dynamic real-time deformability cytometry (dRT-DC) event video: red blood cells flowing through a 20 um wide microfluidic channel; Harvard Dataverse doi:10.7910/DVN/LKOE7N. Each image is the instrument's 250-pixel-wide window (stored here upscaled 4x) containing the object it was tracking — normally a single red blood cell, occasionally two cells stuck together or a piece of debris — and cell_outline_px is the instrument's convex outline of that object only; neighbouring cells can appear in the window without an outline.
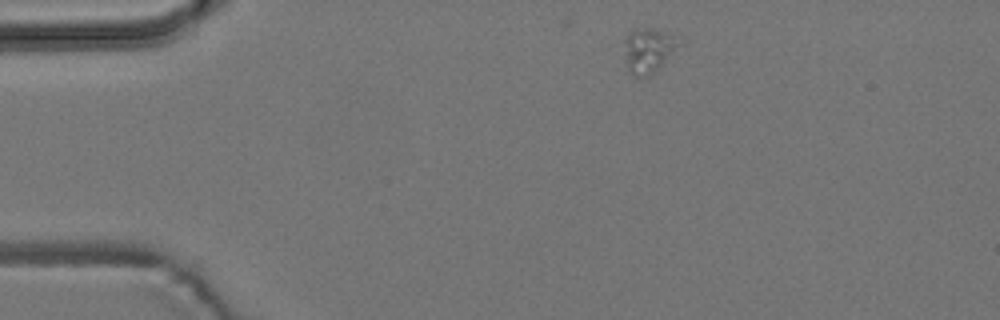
{"species": "common noctule bat (a hibernating species)", "species_latin": "Nyctalus noctula", "temperature_condition": "room temperature", "stored_images_in_passage": 2, "camera_frame_rate_fps": 3000, "um_per_image_px": 0.085, "animal": {"sex": "male", "body_mass_g": 19.2, "forearm_length_mm": 51.8}, "frame": {"image": 1, "passage_image": 1, "time_ms": 0.0, "image_size_px": [1000, 320], "cell_outline_px": [[688, 40], [660, 68], [648, 76], [636, 76], [628, 72], [624, 40], [628, 32], [636, 28], [652, 28], [668, 32]], "centroid_in_image_um": [55.24, 4.23], "position_along_channel_um": 29.8, "area_um2": 14.97}}